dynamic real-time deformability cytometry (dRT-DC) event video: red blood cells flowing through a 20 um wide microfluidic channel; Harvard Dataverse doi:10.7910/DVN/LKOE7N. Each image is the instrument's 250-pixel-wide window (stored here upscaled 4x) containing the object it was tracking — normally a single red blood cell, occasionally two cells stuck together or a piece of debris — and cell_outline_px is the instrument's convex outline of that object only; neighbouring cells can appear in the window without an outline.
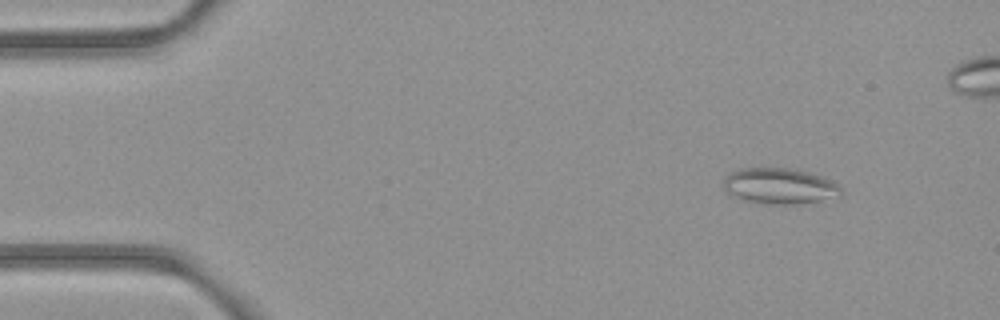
{"species": "common noctule bat (a hibernating species)", "species_latin": "Nyctalus noctula", "temperature_condition": "room temperature", "stored_images_in_passage": 53, "camera_frame_rate_fps": 3000, "um_per_image_px": 0.085, "animal": {"sex": "female", "body_mass_g": 21.9}, "frame": {"image": 1, "passage_image": 5, "time_ms": 1.333, "image_size_px": [1000, 320], "cell_outline_px": [[844, 192], [840, 196], [804, 204], [764, 204], [744, 200], [728, 196], [724, 192], [724, 176], [728, 172], [740, 168], [784, 168], [804, 172], [820, 176], [836, 184]], "centroid_in_image_um": [66.18, 15.84], "position_along_channel_um": 18.8, "area_um2": 24.74}}
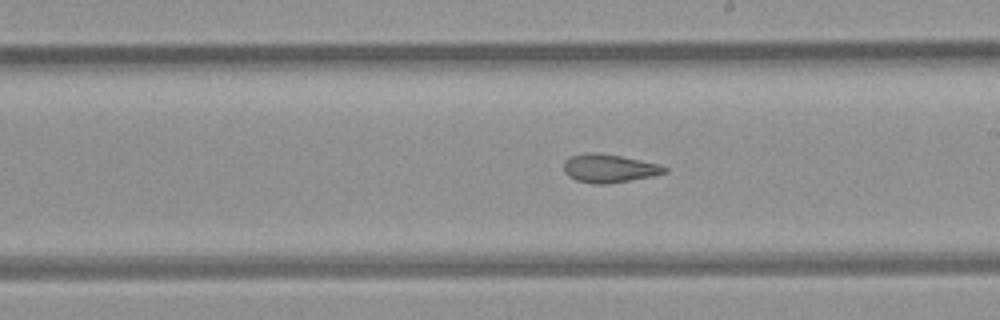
{"frame": {"image": 2, "passage_image": 29, "time_ms": 9.333, "image_size_px": [1000, 320], "cell_outline_px": [[668, 172], [652, 176], [608, 184], [592, 184], [576, 180], [568, 176], [564, 172], [564, 160], [572, 156], [584, 152], [600, 152], [660, 164], [668, 168]], "centroid_in_image_um": [51.76, 14.3], "position_along_channel_um": 237.2, "area_um2": 16.82}}
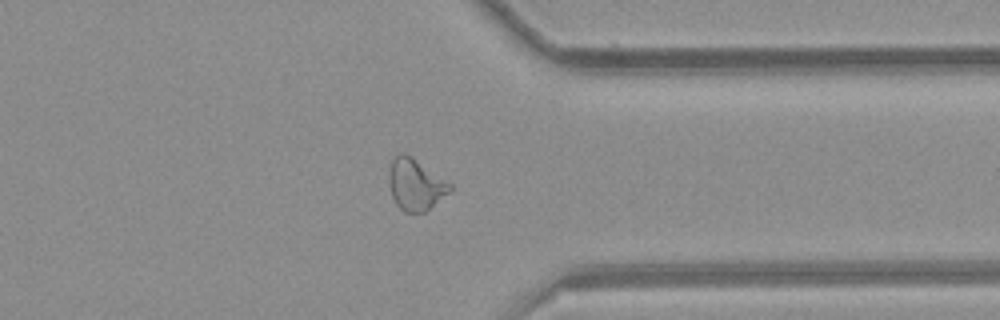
{"frame": {"image": 3, "passage_image": 40, "time_ms": 13.0, "image_size_px": [1000, 320], "cell_outline_px": [[452, 192], [424, 212], [404, 212], [396, 204], [392, 196], [388, 180], [388, 176], [392, 160], [400, 152], [404, 152], [412, 156], [452, 184]], "centroid_in_image_um": [35.34, 15.68], "position_along_channel_um": 376.1, "area_um2": 18.44}, "authors_computed_cell_mechanics": {"area_um2": 19.4786, "velocity_mm_per_s": 3.9339, "shape_relaxation_time_tau1_ms": null, "shape_relaxation_time_tau2_ms": 1.9643, "deformation_change_tau1": null, "deformation_change_tau2": 0.0996}}